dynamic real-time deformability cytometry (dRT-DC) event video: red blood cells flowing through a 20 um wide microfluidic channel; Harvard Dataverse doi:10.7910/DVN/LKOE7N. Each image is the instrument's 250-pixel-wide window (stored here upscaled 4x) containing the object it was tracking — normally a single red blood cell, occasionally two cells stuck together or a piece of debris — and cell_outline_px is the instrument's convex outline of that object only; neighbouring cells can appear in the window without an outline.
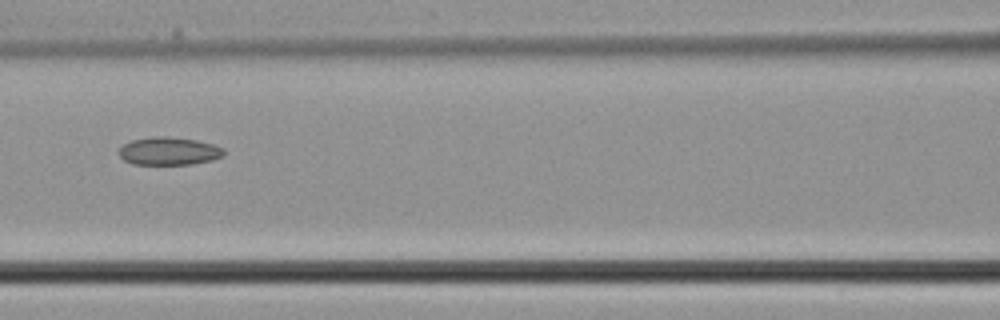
{"species": "common noctule bat (a hibernating species)", "species_latin": "Nyctalus noctula", "temperature_condition": "cold", "stored_images_in_passage": 7, "camera_frame_rate_fps": 3000, "um_per_image_px": 0.085, "animal": {"sex": "male", "body_mass_g": 21.5, "forearm_length_mm": 52.0}, "frame": {"image": 1, "passage_image": 7, "time_ms": 2.0, "image_size_px": [1000, 320], "cell_outline_px": [[224, 152], [220, 156], [212, 160], [192, 164], [132, 164], [124, 160], [120, 156], [120, 148], [124, 144], [132, 140], [152, 136], [168, 136], [196, 140], [212, 144], [224, 148]], "centroid_in_image_um": [14.34, 12.84], "position_along_channel_um": 152.3, "area_um2": 16.94}}